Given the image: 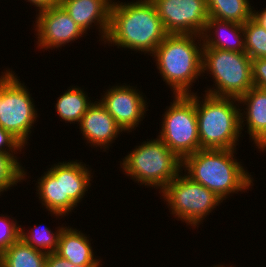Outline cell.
Instances as JSON below:
<instances>
[{"label":"cell","instance_id":"7c38bea8","mask_svg":"<svg viewBox=\"0 0 266 267\" xmlns=\"http://www.w3.org/2000/svg\"><path fill=\"white\" fill-rule=\"evenodd\" d=\"M105 91L99 101L115 119L116 124L127 133L135 130L148 110L143 92L126 83L116 84Z\"/></svg>","mask_w":266,"mask_h":267},{"label":"cell","instance_id":"e0dca14e","mask_svg":"<svg viewBox=\"0 0 266 267\" xmlns=\"http://www.w3.org/2000/svg\"><path fill=\"white\" fill-rule=\"evenodd\" d=\"M201 37L203 47L245 52L243 24L209 17Z\"/></svg>","mask_w":266,"mask_h":267},{"label":"cell","instance_id":"277c9868","mask_svg":"<svg viewBox=\"0 0 266 267\" xmlns=\"http://www.w3.org/2000/svg\"><path fill=\"white\" fill-rule=\"evenodd\" d=\"M195 93L201 149H236L241 136L240 104L237 98Z\"/></svg>","mask_w":266,"mask_h":267},{"label":"cell","instance_id":"6da1fadb","mask_svg":"<svg viewBox=\"0 0 266 267\" xmlns=\"http://www.w3.org/2000/svg\"><path fill=\"white\" fill-rule=\"evenodd\" d=\"M168 35L151 0H134V2L112 1L108 34L105 44H113L124 50L132 49L154 53L157 46Z\"/></svg>","mask_w":266,"mask_h":267},{"label":"cell","instance_id":"4fadbf2b","mask_svg":"<svg viewBox=\"0 0 266 267\" xmlns=\"http://www.w3.org/2000/svg\"><path fill=\"white\" fill-rule=\"evenodd\" d=\"M79 129L89 146L103 148L104 152L109 149V146H112L113 140H116L121 132L123 133L115 119L99 100L93 102L83 115Z\"/></svg>","mask_w":266,"mask_h":267},{"label":"cell","instance_id":"f546056e","mask_svg":"<svg viewBox=\"0 0 266 267\" xmlns=\"http://www.w3.org/2000/svg\"><path fill=\"white\" fill-rule=\"evenodd\" d=\"M26 2H30V4L35 6V9L39 11L51 6L60 5L61 0H27Z\"/></svg>","mask_w":266,"mask_h":267},{"label":"cell","instance_id":"7402d4cb","mask_svg":"<svg viewBox=\"0 0 266 267\" xmlns=\"http://www.w3.org/2000/svg\"><path fill=\"white\" fill-rule=\"evenodd\" d=\"M209 17L244 24L252 18L250 0H206Z\"/></svg>","mask_w":266,"mask_h":267},{"label":"cell","instance_id":"ac0fdd59","mask_svg":"<svg viewBox=\"0 0 266 267\" xmlns=\"http://www.w3.org/2000/svg\"><path fill=\"white\" fill-rule=\"evenodd\" d=\"M88 236L76 228L65 226L60 233L55 253L74 265H102L100 258L97 259L93 252Z\"/></svg>","mask_w":266,"mask_h":267},{"label":"cell","instance_id":"d6a6232c","mask_svg":"<svg viewBox=\"0 0 266 267\" xmlns=\"http://www.w3.org/2000/svg\"><path fill=\"white\" fill-rule=\"evenodd\" d=\"M211 267H212V266H211ZM213 267H226V266L221 265V264H220V265L217 264V265H215V266H213ZM227 267H229V266H227ZM230 267H232V265H231ZM233 267H234V266H233Z\"/></svg>","mask_w":266,"mask_h":267},{"label":"cell","instance_id":"83f0119b","mask_svg":"<svg viewBox=\"0 0 266 267\" xmlns=\"http://www.w3.org/2000/svg\"><path fill=\"white\" fill-rule=\"evenodd\" d=\"M22 148L25 147L0 126V153L18 154V152H22Z\"/></svg>","mask_w":266,"mask_h":267},{"label":"cell","instance_id":"d4e9b609","mask_svg":"<svg viewBox=\"0 0 266 267\" xmlns=\"http://www.w3.org/2000/svg\"><path fill=\"white\" fill-rule=\"evenodd\" d=\"M245 53L251 58H266V30L253 18L243 24Z\"/></svg>","mask_w":266,"mask_h":267},{"label":"cell","instance_id":"2e32d148","mask_svg":"<svg viewBox=\"0 0 266 267\" xmlns=\"http://www.w3.org/2000/svg\"><path fill=\"white\" fill-rule=\"evenodd\" d=\"M36 191L42 207L59 218L69 215L78 205L71 198H63L62 162L51 165L37 179Z\"/></svg>","mask_w":266,"mask_h":267},{"label":"cell","instance_id":"f1b7e54d","mask_svg":"<svg viewBox=\"0 0 266 267\" xmlns=\"http://www.w3.org/2000/svg\"><path fill=\"white\" fill-rule=\"evenodd\" d=\"M102 265H74L58 254L51 253L46 255V267H100Z\"/></svg>","mask_w":266,"mask_h":267},{"label":"cell","instance_id":"1f68e13d","mask_svg":"<svg viewBox=\"0 0 266 267\" xmlns=\"http://www.w3.org/2000/svg\"><path fill=\"white\" fill-rule=\"evenodd\" d=\"M15 71L10 70H5L4 72H1L2 75L0 76V87L14 74Z\"/></svg>","mask_w":266,"mask_h":267},{"label":"cell","instance_id":"44dd1931","mask_svg":"<svg viewBox=\"0 0 266 267\" xmlns=\"http://www.w3.org/2000/svg\"><path fill=\"white\" fill-rule=\"evenodd\" d=\"M46 255L19 238L0 254V267H46Z\"/></svg>","mask_w":266,"mask_h":267},{"label":"cell","instance_id":"484cf974","mask_svg":"<svg viewBox=\"0 0 266 267\" xmlns=\"http://www.w3.org/2000/svg\"><path fill=\"white\" fill-rule=\"evenodd\" d=\"M21 225L6 214L0 216V254L20 238Z\"/></svg>","mask_w":266,"mask_h":267},{"label":"cell","instance_id":"9a60e30c","mask_svg":"<svg viewBox=\"0 0 266 267\" xmlns=\"http://www.w3.org/2000/svg\"><path fill=\"white\" fill-rule=\"evenodd\" d=\"M111 3L112 0H61L60 5L85 34L92 29L90 27L96 25L98 35H101L100 40L105 41L109 29Z\"/></svg>","mask_w":266,"mask_h":267},{"label":"cell","instance_id":"603a6c76","mask_svg":"<svg viewBox=\"0 0 266 267\" xmlns=\"http://www.w3.org/2000/svg\"><path fill=\"white\" fill-rule=\"evenodd\" d=\"M42 226L38 224L27 232L21 227L20 238L36 250L46 254L54 253L57 250L59 236L64 226L56 227V232L51 231L47 226Z\"/></svg>","mask_w":266,"mask_h":267},{"label":"cell","instance_id":"cb8c5ba5","mask_svg":"<svg viewBox=\"0 0 266 267\" xmlns=\"http://www.w3.org/2000/svg\"><path fill=\"white\" fill-rule=\"evenodd\" d=\"M16 154L0 153V196L27 178L25 167L18 161ZM2 192V193H1Z\"/></svg>","mask_w":266,"mask_h":267},{"label":"cell","instance_id":"5b68a950","mask_svg":"<svg viewBox=\"0 0 266 267\" xmlns=\"http://www.w3.org/2000/svg\"><path fill=\"white\" fill-rule=\"evenodd\" d=\"M140 144L128 152L120 167L132 180L160 193L182 171V161L158 137Z\"/></svg>","mask_w":266,"mask_h":267},{"label":"cell","instance_id":"ba28073f","mask_svg":"<svg viewBox=\"0 0 266 267\" xmlns=\"http://www.w3.org/2000/svg\"><path fill=\"white\" fill-rule=\"evenodd\" d=\"M161 121L163 143L182 161L201 149L198 134L195 93L174 95Z\"/></svg>","mask_w":266,"mask_h":267},{"label":"cell","instance_id":"d6986e66","mask_svg":"<svg viewBox=\"0 0 266 267\" xmlns=\"http://www.w3.org/2000/svg\"><path fill=\"white\" fill-rule=\"evenodd\" d=\"M86 166L89 165L83 164L77 159L76 161L62 162L63 198H71L77 205L91 186L93 177L91 174L93 173Z\"/></svg>","mask_w":266,"mask_h":267},{"label":"cell","instance_id":"3957f363","mask_svg":"<svg viewBox=\"0 0 266 267\" xmlns=\"http://www.w3.org/2000/svg\"><path fill=\"white\" fill-rule=\"evenodd\" d=\"M201 41V35L168 34L151 55L173 95L194 92H191V86L202 75Z\"/></svg>","mask_w":266,"mask_h":267},{"label":"cell","instance_id":"ffe728a7","mask_svg":"<svg viewBox=\"0 0 266 267\" xmlns=\"http://www.w3.org/2000/svg\"><path fill=\"white\" fill-rule=\"evenodd\" d=\"M77 87L73 85L60 95L55 107L57 115L61 120L70 124L76 122L78 125L93 102L88 97V94H86L87 92L84 91V88Z\"/></svg>","mask_w":266,"mask_h":267},{"label":"cell","instance_id":"4dcf8cb0","mask_svg":"<svg viewBox=\"0 0 266 267\" xmlns=\"http://www.w3.org/2000/svg\"><path fill=\"white\" fill-rule=\"evenodd\" d=\"M252 18L266 30V8L260 12L253 10Z\"/></svg>","mask_w":266,"mask_h":267},{"label":"cell","instance_id":"52a82bcc","mask_svg":"<svg viewBox=\"0 0 266 267\" xmlns=\"http://www.w3.org/2000/svg\"><path fill=\"white\" fill-rule=\"evenodd\" d=\"M182 174L183 171L165 186L160 195L176 219L196 228L223 200L205 186L192 181L185 173Z\"/></svg>","mask_w":266,"mask_h":267},{"label":"cell","instance_id":"4316f807","mask_svg":"<svg viewBox=\"0 0 266 267\" xmlns=\"http://www.w3.org/2000/svg\"><path fill=\"white\" fill-rule=\"evenodd\" d=\"M253 86L266 90V58L251 59Z\"/></svg>","mask_w":266,"mask_h":267},{"label":"cell","instance_id":"5bb4252c","mask_svg":"<svg viewBox=\"0 0 266 267\" xmlns=\"http://www.w3.org/2000/svg\"><path fill=\"white\" fill-rule=\"evenodd\" d=\"M241 131L246 125L249 139L257 146L259 151H266V90L252 87L246 94L239 99ZM246 119V120H245ZM245 121V122H244ZM244 126H243V125Z\"/></svg>","mask_w":266,"mask_h":267},{"label":"cell","instance_id":"8fae6325","mask_svg":"<svg viewBox=\"0 0 266 267\" xmlns=\"http://www.w3.org/2000/svg\"><path fill=\"white\" fill-rule=\"evenodd\" d=\"M36 45L40 49H59L83 37L84 31L69 16L61 5L39 10L36 14ZM53 48V49H52Z\"/></svg>","mask_w":266,"mask_h":267},{"label":"cell","instance_id":"7a4b0ae2","mask_svg":"<svg viewBox=\"0 0 266 267\" xmlns=\"http://www.w3.org/2000/svg\"><path fill=\"white\" fill-rule=\"evenodd\" d=\"M236 149H200L182 160L181 170L222 200L252 188L253 177L237 162Z\"/></svg>","mask_w":266,"mask_h":267},{"label":"cell","instance_id":"30bf717a","mask_svg":"<svg viewBox=\"0 0 266 267\" xmlns=\"http://www.w3.org/2000/svg\"><path fill=\"white\" fill-rule=\"evenodd\" d=\"M168 34L201 35L209 19L206 0H151Z\"/></svg>","mask_w":266,"mask_h":267},{"label":"cell","instance_id":"9c48e42d","mask_svg":"<svg viewBox=\"0 0 266 267\" xmlns=\"http://www.w3.org/2000/svg\"><path fill=\"white\" fill-rule=\"evenodd\" d=\"M29 92L16 73L0 87V126L24 147L39 116Z\"/></svg>","mask_w":266,"mask_h":267},{"label":"cell","instance_id":"8992f818","mask_svg":"<svg viewBox=\"0 0 266 267\" xmlns=\"http://www.w3.org/2000/svg\"><path fill=\"white\" fill-rule=\"evenodd\" d=\"M207 72L214 80L206 94L239 99L252 87L251 58L245 52L202 48V77Z\"/></svg>","mask_w":266,"mask_h":267}]
</instances>
